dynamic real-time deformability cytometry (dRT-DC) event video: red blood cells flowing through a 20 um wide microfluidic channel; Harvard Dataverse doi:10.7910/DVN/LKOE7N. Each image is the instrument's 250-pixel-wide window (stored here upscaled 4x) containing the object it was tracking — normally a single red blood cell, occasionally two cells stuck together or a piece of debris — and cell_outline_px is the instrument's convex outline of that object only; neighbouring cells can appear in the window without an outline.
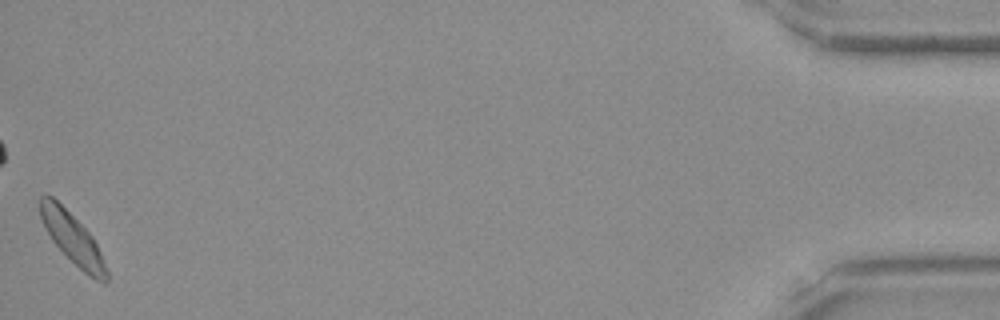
{"species": "Egyptian fruit bat (a non-hibernating species)", "species_latin": "Rousettus aegyptiacus", "temperature_condition": "room temperature", "stored_images_in_passage": 38, "camera_frame_rate_fps": 3000, "um_per_image_px": 0.085, "frame": {"image": 1, "passage_image": 38, "time_ms": 12.333, "image_size_px": [1000, 320], "cell_outline_px": [[108, 280], [104, 284], [88, 276], [52, 240], [40, 216], [40, 196], [52, 196], [92, 236], [100, 252], [108, 272]], "centroid_in_image_um": [6.19, 20.31], "position_along_channel_um": 429.0, "area_um2": 18.73}, "authors_computed_cell_mechanics": {"area_um2": 19.4497, "velocity_mm_per_s": 4.0054, "shape_relaxation_time_tau1_ms": 3.9609, "shape_relaxation_time_tau2_ms": 11.2907, "deformation_change_tau1": 0.1262, "deformation_change_tau2": 0.2119}}